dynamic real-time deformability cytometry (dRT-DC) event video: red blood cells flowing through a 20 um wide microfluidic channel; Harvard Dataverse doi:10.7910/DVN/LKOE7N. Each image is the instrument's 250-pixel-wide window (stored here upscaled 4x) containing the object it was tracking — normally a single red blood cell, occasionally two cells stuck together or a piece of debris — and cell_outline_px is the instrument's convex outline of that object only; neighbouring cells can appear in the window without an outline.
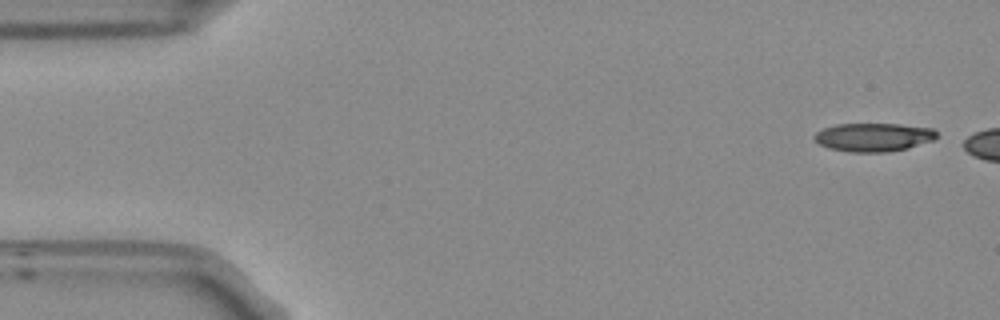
{"species": "Egyptian fruit bat (a non-hibernating species)", "species_latin": "Rousettus aegyptiacus", "temperature_condition": "room temperature", "stored_images_in_passage": 5, "camera_frame_rate_fps": 3000, "um_per_image_px": 0.085, "frame": {"image": 1, "passage_image": 1, "time_ms": 0.0, "image_size_px": [1000, 320], "cell_outline_px": [[936, 136], [932, 140], [908, 148], [888, 152], [848, 152], [828, 148], [820, 144], [812, 136], [816, 132], [824, 128], [836, 124], [900, 124], [932, 128], [936, 132]], "centroid_in_image_um": [74.22, 11.66], "position_along_channel_um": 10.8, "area_um2": 20.23}}